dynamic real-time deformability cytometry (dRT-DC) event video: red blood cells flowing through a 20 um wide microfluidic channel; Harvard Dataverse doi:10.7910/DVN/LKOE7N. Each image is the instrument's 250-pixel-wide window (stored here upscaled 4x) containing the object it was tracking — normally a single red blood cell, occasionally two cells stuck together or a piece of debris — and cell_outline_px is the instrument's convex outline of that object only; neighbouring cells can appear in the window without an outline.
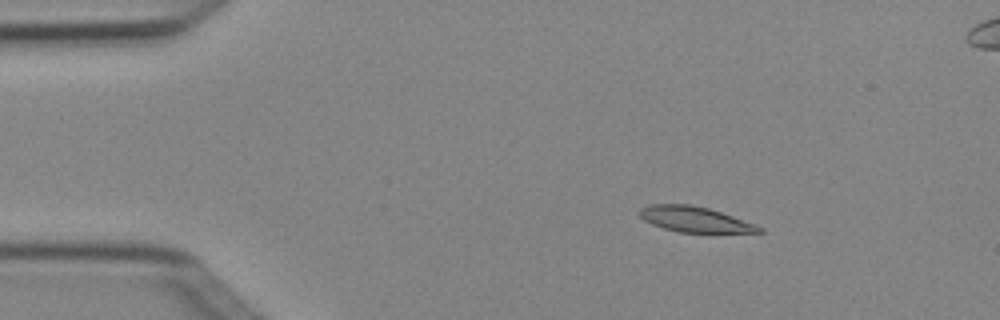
{"species": "Egyptian fruit bat (a non-hibernating species)", "species_latin": "Rousettus aegyptiacus", "temperature_condition": "cold", "stored_images_in_passage": 6, "camera_frame_rate_fps": 3000, "um_per_image_px": 0.085, "animal": {"sex": "female"}, "frame": {"image": 1, "passage_image": 3, "time_ms": 0.667, "image_size_px": [1000, 320], "cell_outline_px": [[764, 232], [680, 232], [664, 228], [652, 224], [644, 220], [640, 216], [640, 208], [652, 204], [692, 204], [708, 208], [756, 224], [764, 228]], "centroid_in_image_um": [59.07, 18.64], "position_along_channel_um": 25.9, "area_um2": 17.51}}